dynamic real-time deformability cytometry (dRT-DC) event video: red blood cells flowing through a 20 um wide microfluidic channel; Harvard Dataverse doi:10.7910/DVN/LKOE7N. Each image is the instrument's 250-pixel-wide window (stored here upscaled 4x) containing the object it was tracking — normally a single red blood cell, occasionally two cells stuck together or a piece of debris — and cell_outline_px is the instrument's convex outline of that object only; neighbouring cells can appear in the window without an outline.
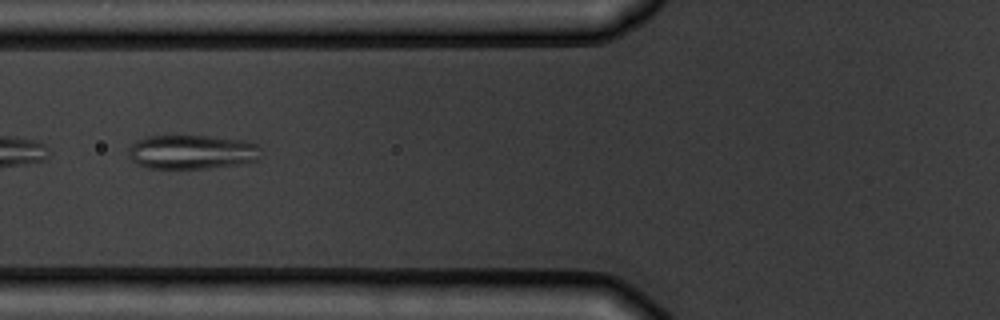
{"species": "common noctule bat (a hibernating species)", "species_latin": "Nyctalus noctula", "temperature_condition": "warm", "stored_images_in_passage": 8, "camera_frame_rate_fps": 3000, "um_per_image_px": 0.085, "animal": {"sex": "male", "body_mass_g": 19.5, "forearm_length_mm": 54.6}, "frame": {"image": 1, "passage_image": 6, "time_ms": 6.333, "image_size_px": [1000, 320], "cell_outline_px": [[260, 160], [240, 164], [208, 168], [148, 168], [136, 164], [128, 156], [128, 148], [136, 140], [144, 136], [208, 136], [244, 140], [256, 144], [260, 148]], "centroid_in_image_um": [16.3, 12.92], "position_along_channel_um": 109.5, "area_um2": 26.65}}